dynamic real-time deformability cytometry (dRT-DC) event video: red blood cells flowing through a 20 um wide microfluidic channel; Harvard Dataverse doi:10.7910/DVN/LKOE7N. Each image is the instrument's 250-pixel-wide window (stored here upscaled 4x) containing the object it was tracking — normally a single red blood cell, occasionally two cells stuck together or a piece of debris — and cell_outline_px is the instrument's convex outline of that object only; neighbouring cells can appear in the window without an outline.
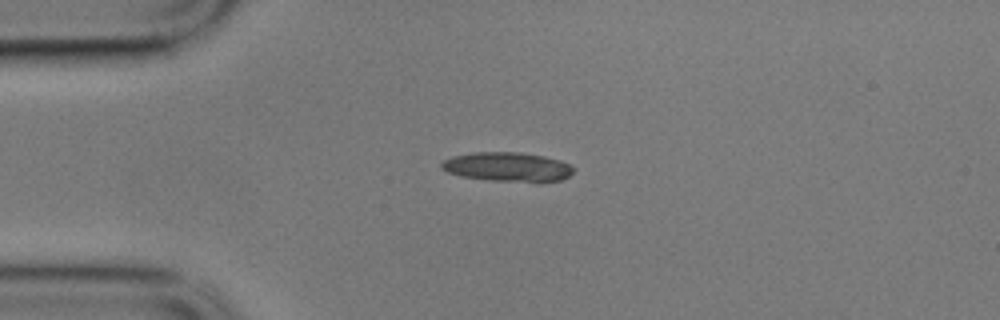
{"species": "common noctule bat (a hibernating species)", "species_latin": "Nyctalus noctula", "temperature_condition": "cold", "stored_images_in_passage": 3, "camera_frame_rate_fps": 3000, "um_per_image_px": 0.085, "animal": {"sex": "male", "body_mass_g": 17.9}, "frame": {"image": 1, "passage_image": 2, "time_ms": 0.333, "image_size_px": [1000, 320], "cell_outline_px": [[576, 168], [568, 176], [560, 180], [540, 184], [536, 184], [492, 180], [460, 176], [448, 172], [440, 168], [440, 164], [444, 160], [452, 156], [472, 152], [520, 152], [544, 156], [560, 160], [572, 164]], "centroid_in_image_um": [43.2, 14.21], "position_along_channel_um": 41.8, "area_um2": 23.18}}